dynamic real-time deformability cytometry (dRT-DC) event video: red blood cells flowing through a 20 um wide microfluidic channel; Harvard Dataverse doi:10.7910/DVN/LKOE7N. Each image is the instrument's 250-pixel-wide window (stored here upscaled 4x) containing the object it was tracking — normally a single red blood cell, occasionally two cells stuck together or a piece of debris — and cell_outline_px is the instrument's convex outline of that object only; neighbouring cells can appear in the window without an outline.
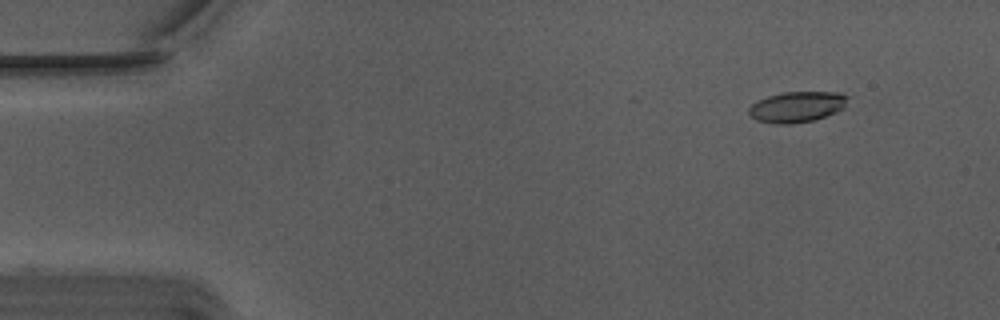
{"species": "Egyptian fruit bat (a non-hibernating species)", "species_latin": "Rousettus aegyptiacus", "temperature_condition": "warm", "stored_images_in_passage": 42, "camera_frame_rate_fps": 3000, "um_per_image_px": 0.085, "animal": {"sex": "male"}, "frame": {"image": 1, "passage_image": 2, "time_ms": 0.333, "image_size_px": [1000, 320], "cell_outline_px": [[848, 96], [844, 108], [836, 112], [812, 120], [788, 124], [776, 124], [756, 120], [748, 112], [748, 108], [752, 104], [768, 96], [784, 92], [840, 92]], "centroid_in_image_um": [67.74, 9.07], "position_along_channel_um": 17.3, "area_um2": 17.51}}
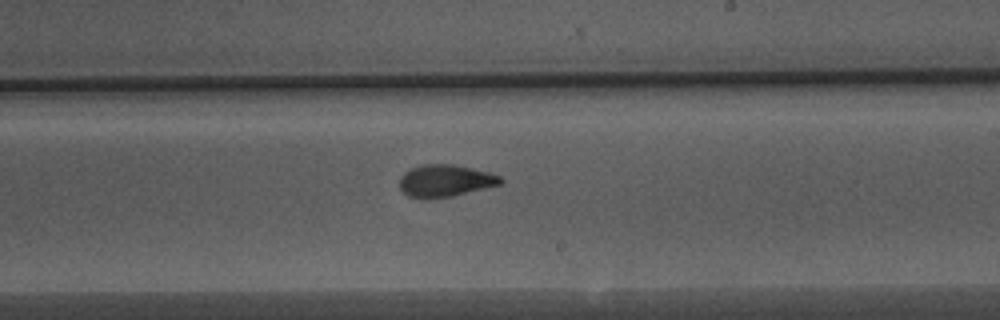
{"frame": {"image": 2, "passage_image": 29, "time_ms": 9.333, "image_size_px": [1000, 320], "cell_outline_px": [[504, 180], [500, 184], [452, 196], [424, 200], [420, 200], [408, 196], [400, 188], [400, 176], [404, 172], [420, 164], [452, 164], [488, 172], [500, 176]], "centroid_in_image_um": [37.79, 15.37], "position_along_channel_um": 251.2, "area_um2": 18.96}}
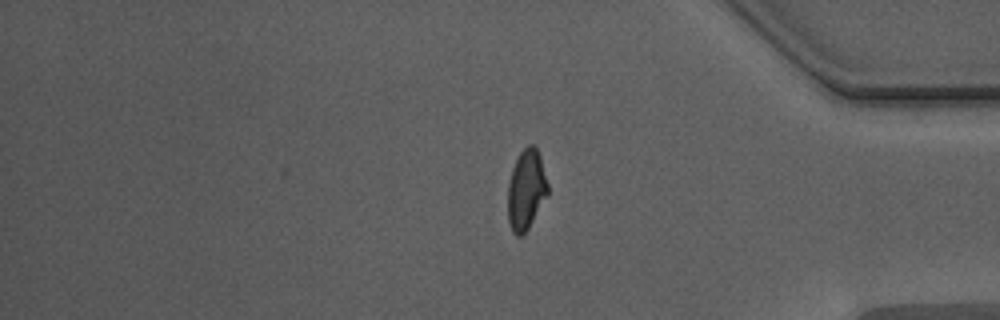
{"frame": {"image": 3, "passage_image": 42, "time_ms": 13.667, "image_size_px": [1000, 320], "cell_outline_px": [[548, 196], [524, 236], [516, 236], [512, 232], [508, 220], [508, 184], [512, 168], [520, 152], [528, 144], [532, 144], [536, 148], [540, 156], [548, 184]], "centroid_in_image_um": [44.73, 16.17], "position_along_channel_um": 390.5, "area_um2": 18.9}, "authors_computed_cell_mechanics": {"area_um2": 18.8717, "velocity_mm_per_s": 3.7589, "shape_relaxation_time_tau1_ms": 5.4975, "shape_relaxation_time_tau2_ms": 1.8435, "deformation_change_tau1": 0.1815, "deformation_change_tau2": 0.0846}}